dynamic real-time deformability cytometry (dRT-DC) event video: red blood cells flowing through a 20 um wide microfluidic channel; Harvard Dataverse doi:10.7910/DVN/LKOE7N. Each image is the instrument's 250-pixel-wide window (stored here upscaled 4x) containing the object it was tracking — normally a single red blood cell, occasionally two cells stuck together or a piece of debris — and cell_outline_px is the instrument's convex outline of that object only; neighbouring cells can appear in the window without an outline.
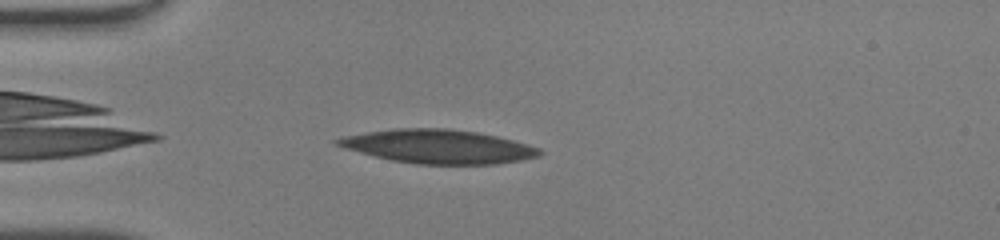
{"species": "human", "species_latin": "Homo sapiens", "temperature_condition": "warm", "stored_images_in_passage": 39, "camera_frame_rate_fps": 3000, "um_per_image_px": 0.085, "donor": {"sex": "male"}, "frame": {"image": 1, "passage_image": 3, "time_ms": 0.667, "image_size_px": [1000, 240], "cell_outline_px": [[544, 152], [540, 156], [520, 160], [496, 164], [416, 164], [392, 160], [344, 148], [336, 144], [332, 140], [344, 136], [392, 128], [448, 128], [476, 132], [496, 136], [528, 144], [540, 148]], "centroid_in_image_um": [37.27, 12.45], "position_along_channel_um": 47.7, "area_um2": 39.65}}
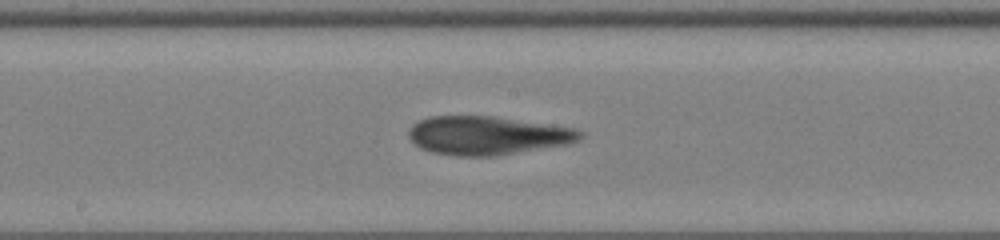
{"frame": {"image": 2, "passage_image": 16, "time_ms": 5.0, "image_size_px": [1000, 240], "cell_outline_px": [[584, 136], [580, 140], [568, 144], [496, 156], [456, 156], [432, 152], [420, 148], [408, 136], [408, 132], [412, 124], [428, 116], [496, 116], [576, 128], [584, 132]], "centroid_in_image_um": [41.46, 11.51], "position_along_channel_um": 206.7, "area_um2": 38.84}}
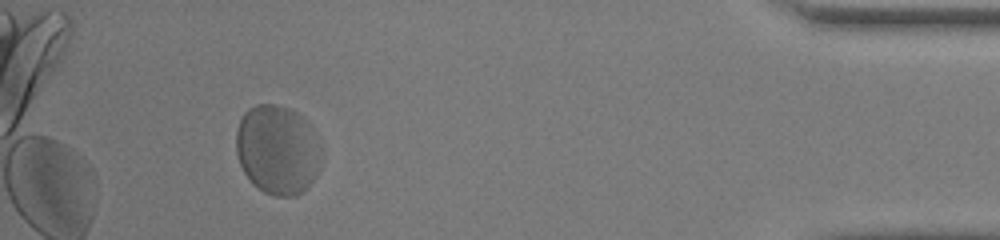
{"frame": {"image": 3, "passage_image": 35, "time_ms": 11.333, "image_size_px": [1000, 240], "cell_outline_px": [[324, 160], [316, 176], [308, 188], [304, 192], [296, 196], [276, 196], [264, 192], [252, 184], [244, 172], [240, 164], [236, 152], [236, 128], [244, 112], [248, 108], [256, 104], [276, 104], [288, 108], [304, 116], [308, 124]], "centroid_in_image_um": [23.58, 12.75], "position_along_channel_um": 411.6, "area_um2": 44.8}, "authors_computed_cell_mechanics": {"area_um2": 39.4774, "velocity_mm_per_s": 4.1421, "shape_relaxation_time_tau1_ms": 4.2143, "shape_relaxation_time_tau2_ms": 1.4816, "deformation_change_tau1": 0.1129, "deformation_change_tau2": 0.0808}}